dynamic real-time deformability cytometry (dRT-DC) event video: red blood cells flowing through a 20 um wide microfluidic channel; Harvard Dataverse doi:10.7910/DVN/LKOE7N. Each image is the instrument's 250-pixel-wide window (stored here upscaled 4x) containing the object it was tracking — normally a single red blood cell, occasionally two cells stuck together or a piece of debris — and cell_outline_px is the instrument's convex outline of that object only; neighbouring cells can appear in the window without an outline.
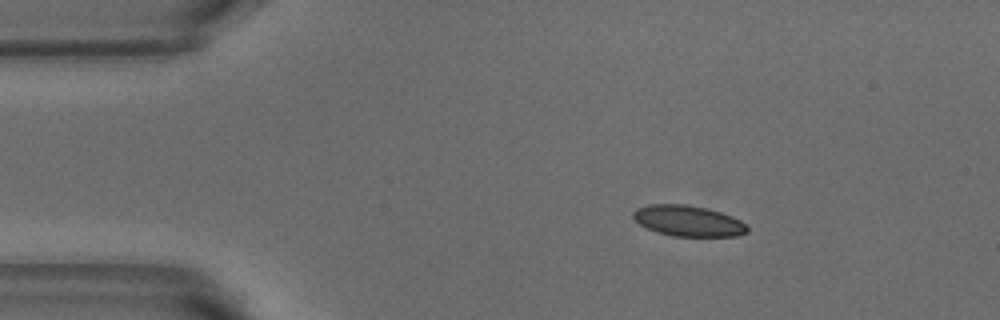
{"species": "common noctule bat (a hibernating species)", "species_latin": "Nyctalus noctula", "temperature_condition": "warm", "stored_images_in_passage": 3, "camera_frame_rate_fps": 3000, "um_per_image_px": 0.085, "animal": {"sex": "male", "body_mass_g": 18.8}, "frame": {"image": 1, "passage_image": 1, "time_ms": 0.0, "image_size_px": [1000, 320], "cell_outline_px": [[748, 232], [736, 236], [672, 236], [656, 232], [640, 224], [632, 216], [632, 212], [636, 208], [648, 204], [684, 204], [708, 208], [732, 216], [740, 220], [748, 228]], "centroid_in_image_um": [58.48, 18.77], "position_along_channel_um": 26.5, "area_um2": 20.52}}